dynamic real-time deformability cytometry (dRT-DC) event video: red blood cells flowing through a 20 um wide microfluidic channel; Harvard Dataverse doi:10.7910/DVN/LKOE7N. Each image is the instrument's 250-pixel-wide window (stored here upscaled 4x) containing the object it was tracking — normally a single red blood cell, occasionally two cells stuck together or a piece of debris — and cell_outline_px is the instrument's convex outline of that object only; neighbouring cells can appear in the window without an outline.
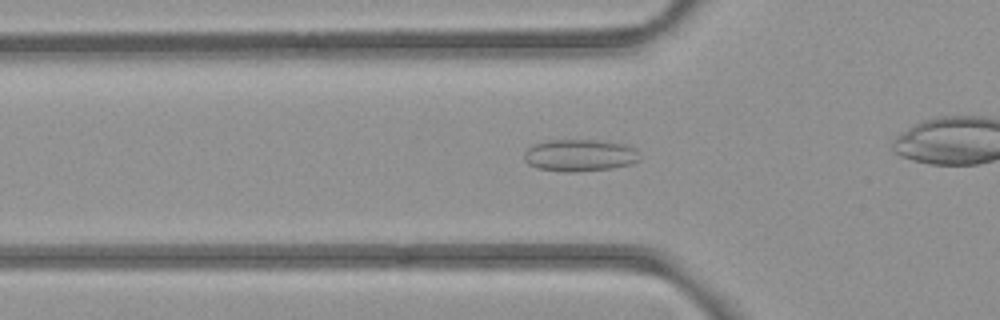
{"species": "common noctule bat (a hibernating species)", "species_latin": "Nyctalus noctula", "temperature_condition": "room temperature", "stored_images_in_passage": 30, "camera_frame_rate_fps": 3000, "um_per_image_px": 0.085, "animal": {"sex": "female", "body_mass_g": 21.9}, "frame": {"image": 1, "passage_image": 6, "time_ms": 1.667, "image_size_px": [1000, 320], "cell_outline_px": [[640, 160], [632, 164], [612, 168], [572, 172], [564, 172], [536, 168], [528, 164], [524, 160], [524, 152], [532, 144], [548, 140], [600, 140], [628, 144], [636, 148]], "centroid_in_image_um": [49.29, 13.19], "position_along_channel_um": 76.5, "area_um2": 21.91}}
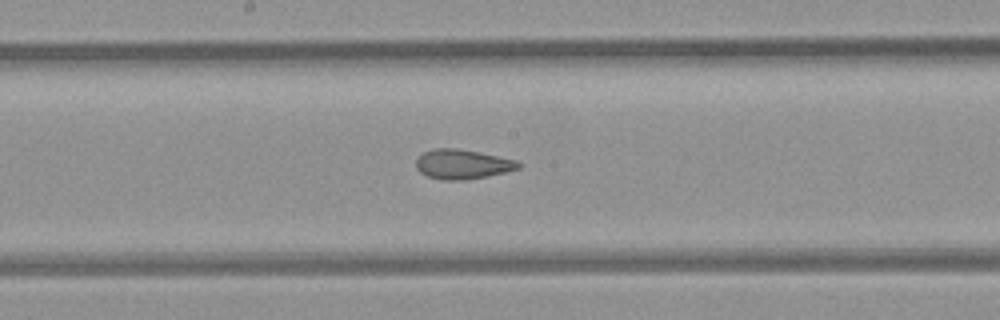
{"frame": {"image": 2, "passage_image": 16, "time_ms": 5.0, "image_size_px": [1000, 320], "cell_outline_px": [[520, 168], [488, 176], [464, 180], [440, 180], [428, 176], [420, 172], [416, 168], [416, 160], [424, 152], [432, 148], [456, 148], [480, 152], [516, 160], [520, 164]], "centroid_in_image_um": [39.29, 13.96], "position_along_channel_um": 208.9, "area_um2": 17.63}}
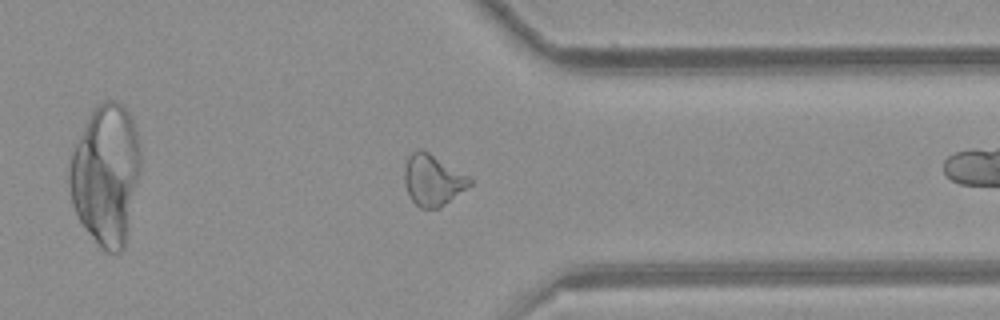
{"frame": {"image": 3, "passage_image": 29, "time_ms": 9.333, "image_size_px": [1000, 320], "cell_outline_px": [[472, 184], [440, 208], [420, 208], [408, 196], [404, 184], [404, 168], [408, 156], [416, 148], [420, 148], [428, 152], [468, 176], [472, 180]], "centroid_in_image_um": [36.75, 15.31], "position_along_channel_um": 374.7, "area_um2": 19.42}}